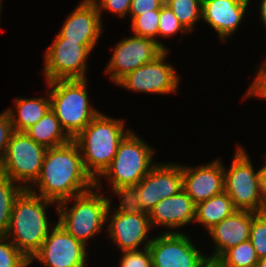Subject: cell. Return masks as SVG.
<instances>
[{
  "instance_id": "obj_1",
  "label": "cell",
  "mask_w": 266,
  "mask_h": 267,
  "mask_svg": "<svg viewBox=\"0 0 266 267\" xmlns=\"http://www.w3.org/2000/svg\"><path fill=\"white\" fill-rule=\"evenodd\" d=\"M94 186L95 181L85 171L79 147L71 139L66 144L47 148L40 175L28 190L57 205Z\"/></svg>"
},
{
  "instance_id": "obj_2",
  "label": "cell",
  "mask_w": 266,
  "mask_h": 267,
  "mask_svg": "<svg viewBox=\"0 0 266 267\" xmlns=\"http://www.w3.org/2000/svg\"><path fill=\"white\" fill-rule=\"evenodd\" d=\"M52 204L56 203L28 189H24L14 201L5 237L29 260L40 249L55 224L49 221L46 212Z\"/></svg>"
},
{
  "instance_id": "obj_3",
  "label": "cell",
  "mask_w": 266,
  "mask_h": 267,
  "mask_svg": "<svg viewBox=\"0 0 266 267\" xmlns=\"http://www.w3.org/2000/svg\"><path fill=\"white\" fill-rule=\"evenodd\" d=\"M124 122L100 112L73 139L79 147L85 171L94 181L110 166L120 141L130 131L124 129Z\"/></svg>"
},
{
  "instance_id": "obj_4",
  "label": "cell",
  "mask_w": 266,
  "mask_h": 267,
  "mask_svg": "<svg viewBox=\"0 0 266 267\" xmlns=\"http://www.w3.org/2000/svg\"><path fill=\"white\" fill-rule=\"evenodd\" d=\"M102 187L101 181H95L91 190L55 205L59 215L57 223L85 246L106 225V213L112 199L111 196L101 194ZM73 200L74 203L69 208L68 203Z\"/></svg>"
},
{
  "instance_id": "obj_5",
  "label": "cell",
  "mask_w": 266,
  "mask_h": 267,
  "mask_svg": "<svg viewBox=\"0 0 266 267\" xmlns=\"http://www.w3.org/2000/svg\"><path fill=\"white\" fill-rule=\"evenodd\" d=\"M154 148L144 142L143 138L130 131L120 141L117 152L103 177L112 186V192L121 199L137 185L156 164L153 161Z\"/></svg>"
},
{
  "instance_id": "obj_6",
  "label": "cell",
  "mask_w": 266,
  "mask_h": 267,
  "mask_svg": "<svg viewBox=\"0 0 266 267\" xmlns=\"http://www.w3.org/2000/svg\"><path fill=\"white\" fill-rule=\"evenodd\" d=\"M49 87L50 109L65 133L74 139L99 113L90 105L86 79L46 82Z\"/></svg>"
},
{
  "instance_id": "obj_7",
  "label": "cell",
  "mask_w": 266,
  "mask_h": 267,
  "mask_svg": "<svg viewBox=\"0 0 266 267\" xmlns=\"http://www.w3.org/2000/svg\"><path fill=\"white\" fill-rule=\"evenodd\" d=\"M183 189L182 165L156 163L148 174L121 199L131 208L149 213L161 199Z\"/></svg>"
},
{
  "instance_id": "obj_8",
  "label": "cell",
  "mask_w": 266,
  "mask_h": 267,
  "mask_svg": "<svg viewBox=\"0 0 266 267\" xmlns=\"http://www.w3.org/2000/svg\"><path fill=\"white\" fill-rule=\"evenodd\" d=\"M46 150L25 132L13 131L0 163V174L28 189L40 175Z\"/></svg>"
},
{
  "instance_id": "obj_9",
  "label": "cell",
  "mask_w": 266,
  "mask_h": 267,
  "mask_svg": "<svg viewBox=\"0 0 266 267\" xmlns=\"http://www.w3.org/2000/svg\"><path fill=\"white\" fill-rule=\"evenodd\" d=\"M229 169L224 166V191L237 210L259 213L263 193L259 170L255 172L250 156L241 145L235 150Z\"/></svg>"
},
{
  "instance_id": "obj_10",
  "label": "cell",
  "mask_w": 266,
  "mask_h": 267,
  "mask_svg": "<svg viewBox=\"0 0 266 267\" xmlns=\"http://www.w3.org/2000/svg\"><path fill=\"white\" fill-rule=\"evenodd\" d=\"M111 206L106 213L109 239L121 252L140 250V246L147 248L152 240L148 236L152 229L148 213L131 208L122 199L116 209Z\"/></svg>"
},
{
  "instance_id": "obj_11",
  "label": "cell",
  "mask_w": 266,
  "mask_h": 267,
  "mask_svg": "<svg viewBox=\"0 0 266 267\" xmlns=\"http://www.w3.org/2000/svg\"><path fill=\"white\" fill-rule=\"evenodd\" d=\"M96 44L66 41L59 33L44 55L45 82L86 79L87 60Z\"/></svg>"
},
{
  "instance_id": "obj_12",
  "label": "cell",
  "mask_w": 266,
  "mask_h": 267,
  "mask_svg": "<svg viewBox=\"0 0 266 267\" xmlns=\"http://www.w3.org/2000/svg\"><path fill=\"white\" fill-rule=\"evenodd\" d=\"M190 239L183 232H159L148 246L153 267H205L207 256Z\"/></svg>"
},
{
  "instance_id": "obj_13",
  "label": "cell",
  "mask_w": 266,
  "mask_h": 267,
  "mask_svg": "<svg viewBox=\"0 0 266 267\" xmlns=\"http://www.w3.org/2000/svg\"><path fill=\"white\" fill-rule=\"evenodd\" d=\"M168 49L152 62L141 65L123 77L116 85L136 93L171 94L179 87V75L172 64L165 62Z\"/></svg>"
},
{
  "instance_id": "obj_14",
  "label": "cell",
  "mask_w": 266,
  "mask_h": 267,
  "mask_svg": "<svg viewBox=\"0 0 266 267\" xmlns=\"http://www.w3.org/2000/svg\"><path fill=\"white\" fill-rule=\"evenodd\" d=\"M87 246L55 223L40 249L29 260H38L44 267H86Z\"/></svg>"
},
{
  "instance_id": "obj_15",
  "label": "cell",
  "mask_w": 266,
  "mask_h": 267,
  "mask_svg": "<svg viewBox=\"0 0 266 267\" xmlns=\"http://www.w3.org/2000/svg\"><path fill=\"white\" fill-rule=\"evenodd\" d=\"M164 49L155 41L136 35L121 39L113 48L105 72L117 84L127 74L141 65L152 62Z\"/></svg>"
},
{
  "instance_id": "obj_16",
  "label": "cell",
  "mask_w": 266,
  "mask_h": 267,
  "mask_svg": "<svg viewBox=\"0 0 266 267\" xmlns=\"http://www.w3.org/2000/svg\"><path fill=\"white\" fill-rule=\"evenodd\" d=\"M183 190L195 205L224 192V165L222 160L189 167L182 166Z\"/></svg>"
},
{
  "instance_id": "obj_17",
  "label": "cell",
  "mask_w": 266,
  "mask_h": 267,
  "mask_svg": "<svg viewBox=\"0 0 266 267\" xmlns=\"http://www.w3.org/2000/svg\"><path fill=\"white\" fill-rule=\"evenodd\" d=\"M251 0H202V19L222 42L239 28Z\"/></svg>"
},
{
  "instance_id": "obj_18",
  "label": "cell",
  "mask_w": 266,
  "mask_h": 267,
  "mask_svg": "<svg viewBox=\"0 0 266 267\" xmlns=\"http://www.w3.org/2000/svg\"><path fill=\"white\" fill-rule=\"evenodd\" d=\"M102 21L94 2L81 1L65 19L59 34L66 41L96 44L103 31Z\"/></svg>"
},
{
  "instance_id": "obj_19",
  "label": "cell",
  "mask_w": 266,
  "mask_h": 267,
  "mask_svg": "<svg viewBox=\"0 0 266 267\" xmlns=\"http://www.w3.org/2000/svg\"><path fill=\"white\" fill-rule=\"evenodd\" d=\"M195 209L196 205L191 197L182 189L173 196L161 199L150 210L148 217L152 228L162 226L166 228V233L179 232L177 229L181 226L195 223ZM168 228L173 231L167 230Z\"/></svg>"
},
{
  "instance_id": "obj_20",
  "label": "cell",
  "mask_w": 266,
  "mask_h": 267,
  "mask_svg": "<svg viewBox=\"0 0 266 267\" xmlns=\"http://www.w3.org/2000/svg\"><path fill=\"white\" fill-rule=\"evenodd\" d=\"M251 225L252 212L236 210L208 230L215 246L213 254L207 256L209 262H216L228 249L248 240Z\"/></svg>"
},
{
  "instance_id": "obj_21",
  "label": "cell",
  "mask_w": 266,
  "mask_h": 267,
  "mask_svg": "<svg viewBox=\"0 0 266 267\" xmlns=\"http://www.w3.org/2000/svg\"><path fill=\"white\" fill-rule=\"evenodd\" d=\"M45 97L15 98V108H7L13 130L25 132L28 128L37 123L50 109V97L47 91Z\"/></svg>"
},
{
  "instance_id": "obj_22",
  "label": "cell",
  "mask_w": 266,
  "mask_h": 267,
  "mask_svg": "<svg viewBox=\"0 0 266 267\" xmlns=\"http://www.w3.org/2000/svg\"><path fill=\"white\" fill-rule=\"evenodd\" d=\"M236 210L232 199L224 191L196 205L194 222L203 225L208 231Z\"/></svg>"
},
{
  "instance_id": "obj_23",
  "label": "cell",
  "mask_w": 266,
  "mask_h": 267,
  "mask_svg": "<svg viewBox=\"0 0 266 267\" xmlns=\"http://www.w3.org/2000/svg\"><path fill=\"white\" fill-rule=\"evenodd\" d=\"M25 133L36 143L52 148L68 143L71 138L60 126L55 113L49 109L44 116Z\"/></svg>"
},
{
  "instance_id": "obj_24",
  "label": "cell",
  "mask_w": 266,
  "mask_h": 267,
  "mask_svg": "<svg viewBox=\"0 0 266 267\" xmlns=\"http://www.w3.org/2000/svg\"><path fill=\"white\" fill-rule=\"evenodd\" d=\"M23 190L18 183L0 174V236H5L14 201Z\"/></svg>"
},
{
  "instance_id": "obj_25",
  "label": "cell",
  "mask_w": 266,
  "mask_h": 267,
  "mask_svg": "<svg viewBox=\"0 0 266 267\" xmlns=\"http://www.w3.org/2000/svg\"><path fill=\"white\" fill-rule=\"evenodd\" d=\"M258 260L259 257L248 239L228 249L216 263L220 267H256Z\"/></svg>"
},
{
  "instance_id": "obj_26",
  "label": "cell",
  "mask_w": 266,
  "mask_h": 267,
  "mask_svg": "<svg viewBox=\"0 0 266 267\" xmlns=\"http://www.w3.org/2000/svg\"><path fill=\"white\" fill-rule=\"evenodd\" d=\"M165 5L189 33L194 30L197 21L202 19V0H165Z\"/></svg>"
},
{
  "instance_id": "obj_27",
  "label": "cell",
  "mask_w": 266,
  "mask_h": 267,
  "mask_svg": "<svg viewBox=\"0 0 266 267\" xmlns=\"http://www.w3.org/2000/svg\"><path fill=\"white\" fill-rule=\"evenodd\" d=\"M159 17L160 10H151L148 13L136 16L131 21L130 26L133 35L155 40L164 50H167V47L156 39L159 36Z\"/></svg>"
},
{
  "instance_id": "obj_28",
  "label": "cell",
  "mask_w": 266,
  "mask_h": 267,
  "mask_svg": "<svg viewBox=\"0 0 266 267\" xmlns=\"http://www.w3.org/2000/svg\"><path fill=\"white\" fill-rule=\"evenodd\" d=\"M255 252L259 258L266 256V217L252 212V225L249 234Z\"/></svg>"
},
{
  "instance_id": "obj_29",
  "label": "cell",
  "mask_w": 266,
  "mask_h": 267,
  "mask_svg": "<svg viewBox=\"0 0 266 267\" xmlns=\"http://www.w3.org/2000/svg\"><path fill=\"white\" fill-rule=\"evenodd\" d=\"M27 259L5 236H0V267H25Z\"/></svg>"
},
{
  "instance_id": "obj_30",
  "label": "cell",
  "mask_w": 266,
  "mask_h": 267,
  "mask_svg": "<svg viewBox=\"0 0 266 267\" xmlns=\"http://www.w3.org/2000/svg\"><path fill=\"white\" fill-rule=\"evenodd\" d=\"M179 31L182 32L183 35L189 33L176 18L173 11L164 4L160 9L159 37H172Z\"/></svg>"
},
{
  "instance_id": "obj_31",
  "label": "cell",
  "mask_w": 266,
  "mask_h": 267,
  "mask_svg": "<svg viewBox=\"0 0 266 267\" xmlns=\"http://www.w3.org/2000/svg\"><path fill=\"white\" fill-rule=\"evenodd\" d=\"M119 267H153L149 248L122 252Z\"/></svg>"
},
{
  "instance_id": "obj_32",
  "label": "cell",
  "mask_w": 266,
  "mask_h": 267,
  "mask_svg": "<svg viewBox=\"0 0 266 267\" xmlns=\"http://www.w3.org/2000/svg\"><path fill=\"white\" fill-rule=\"evenodd\" d=\"M132 0H95L100 18L102 19L103 10L117 15V17L125 18L129 15L130 4Z\"/></svg>"
},
{
  "instance_id": "obj_33",
  "label": "cell",
  "mask_w": 266,
  "mask_h": 267,
  "mask_svg": "<svg viewBox=\"0 0 266 267\" xmlns=\"http://www.w3.org/2000/svg\"><path fill=\"white\" fill-rule=\"evenodd\" d=\"M259 67L252 84L248 87L246 94L243 96L245 99L254 96L253 98L258 97L266 100V61L264 60L262 66Z\"/></svg>"
},
{
  "instance_id": "obj_34",
  "label": "cell",
  "mask_w": 266,
  "mask_h": 267,
  "mask_svg": "<svg viewBox=\"0 0 266 267\" xmlns=\"http://www.w3.org/2000/svg\"><path fill=\"white\" fill-rule=\"evenodd\" d=\"M164 4L165 0H132L129 10L130 19L132 21L136 16L151 10H160Z\"/></svg>"
},
{
  "instance_id": "obj_35",
  "label": "cell",
  "mask_w": 266,
  "mask_h": 267,
  "mask_svg": "<svg viewBox=\"0 0 266 267\" xmlns=\"http://www.w3.org/2000/svg\"><path fill=\"white\" fill-rule=\"evenodd\" d=\"M265 162H266V159H265ZM264 164L265 165L261 167V169L259 170L262 193H266V163Z\"/></svg>"
},
{
  "instance_id": "obj_36",
  "label": "cell",
  "mask_w": 266,
  "mask_h": 267,
  "mask_svg": "<svg viewBox=\"0 0 266 267\" xmlns=\"http://www.w3.org/2000/svg\"><path fill=\"white\" fill-rule=\"evenodd\" d=\"M261 4H259L260 7V19L262 21V24L264 25V28H266V0H261L260 2ZM266 30V29H265Z\"/></svg>"
},
{
  "instance_id": "obj_37",
  "label": "cell",
  "mask_w": 266,
  "mask_h": 267,
  "mask_svg": "<svg viewBox=\"0 0 266 267\" xmlns=\"http://www.w3.org/2000/svg\"><path fill=\"white\" fill-rule=\"evenodd\" d=\"M259 213L266 217V193H263V200Z\"/></svg>"
},
{
  "instance_id": "obj_38",
  "label": "cell",
  "mask_w": 266,
  "mask_h": 267,
  "mask_svg": "<svg viewBox=\"0 0 266 267\" xmlns=\"http://www.w3.org/2000/svg\"><path fill=\"white\" fill-rule=\"evenodd\" d=\"M256 267H266V256L259 258Z\"/></svg>"
},
{
  "instance_id": "obj_39",
  "label": "cell",
  "mask_w": 266,
  "mask_h": 267,
  "mask_svg": "<svg viewBox=\"0 0 266 267\" xmlns=\"http://www.w3.org/2000/svg\"><path fill=\"white\" fill-rule=\"evenodd\" d=\"M205 267H220L216 262H209Z\"/></svg>"
},
{
  "instance_id": "obj_40",
  "label": "cell",
  "mask_w": 266,
  "mask_h": 267,
  "mask_svg": "<svg viewBox=\"0 0 266 267\" xmlns=\"http://www.w3.org/2000/svg\"><path fill=\"white\" fill-rule=\"evenodd\" d=\"M1 10H2V0H0V14H1ZM1 17V15H0Z\"/></svg>"
},
{
  "instance_id": "obj_41",
  "label": "cell",
  "mask_w": 266,
  "mask_h": 267,
  "mask_svg": "<svg viewBox=\"0 0 266 267\" xmlns=\"http://www.w3.org/2000/svg\"><path fill=\"white\" fill-rule=\"evenodd\" d=\"M95 0H83V2H94Z\"/></svg>"
}]
</instances>
